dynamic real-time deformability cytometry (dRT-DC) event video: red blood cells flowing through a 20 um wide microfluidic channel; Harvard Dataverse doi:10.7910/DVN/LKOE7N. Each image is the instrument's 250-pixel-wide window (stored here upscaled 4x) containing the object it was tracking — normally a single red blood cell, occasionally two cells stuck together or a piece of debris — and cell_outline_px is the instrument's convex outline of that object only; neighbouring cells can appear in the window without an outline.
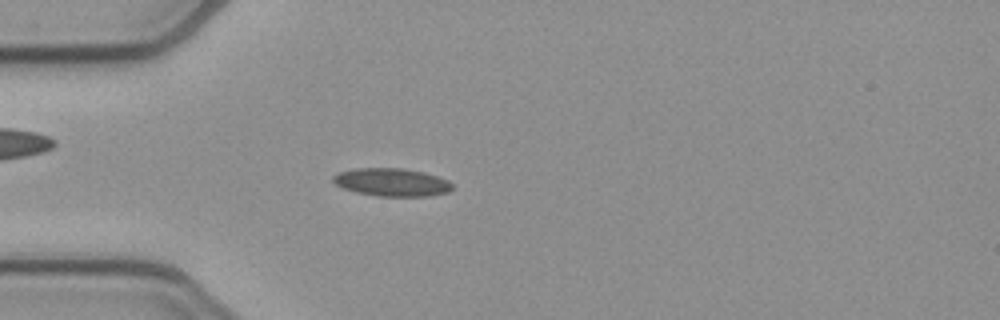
{"species": "common noctule bat (a hibernating species)", "species_latin": "Nyctalus noctula", "temperature_condition": "cold", "stored_images_in_passage": 49, "camera_frame_rate_fps": 3000, "um_per_image_px": 0.085, "animal": {"sex": "female", "body_mass_g": 21.9}, "frame": {"image": 1, "passage_image": 14, "time_ms": 4.333, "image_size_px": [1000, 320], "cell_outline_px": [[452, 188], [448, 192], [428, 196], [380, 196], [356, 192], [344, 188], [336, 184], [332, 180], [332, 176], [340, 172], [356, 168], [404, 168], [424, 172], [448, 180], [452, 184]], "centroid_in_image_um": [33.31, 15.48], "position_along_channel_um": 51.7, "area_um2": 19.31}}
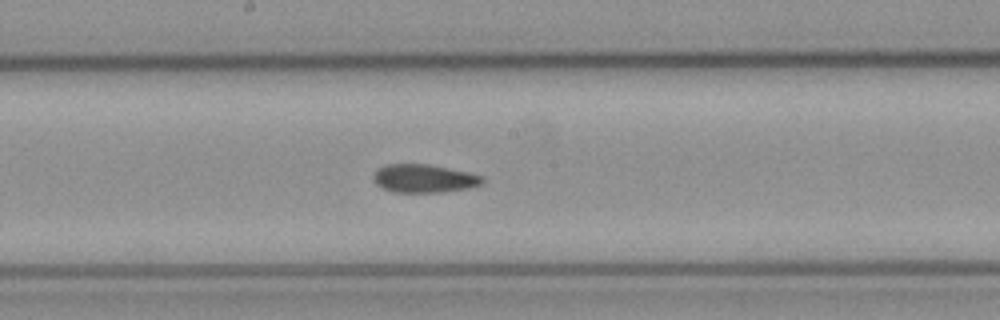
{"frame": {"image": 2, "passage_image": 27, "time_ms": 8.667, "image_size_px": [1000, 320], "cell_outline_px": [[484, 180], [480, 184], [468, 188], [440, 192], [392, 192], [380, 188], [372, 180], [372, 176], [376, 168], [384, 164], [428, 164], [468, 172], [484, 176]], "centroid_in_image_um": [35.96, 15.16], "position_along_channel_um": 212.2, "area_um2": 18.15}}
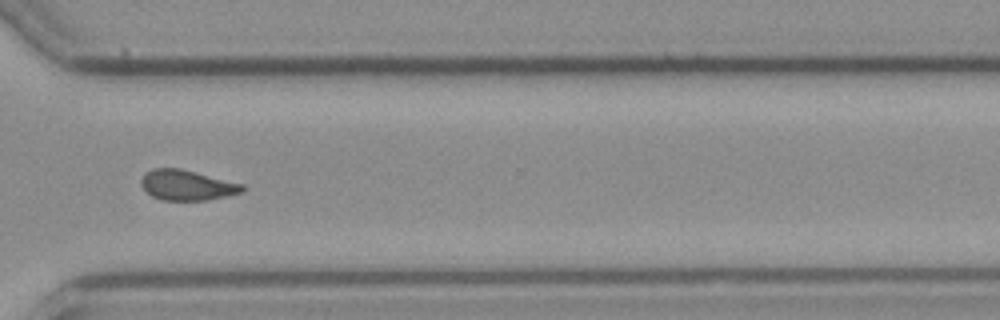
{"frame": {"image": 3, "passage_image": 38, "time_ms": 12.333, "image_size_px": [1000, 320], "cell_outline_px": [[248, 188], [244, 192], [208, 200], [160, 200], [152, 196], [140, 184], [140, 180], [144, 172], [152, 168], [180, 168], [244, 184]], "centroid_in_image_um": [15.91, 15.73], "position_along_channel_um": 354.7, "area_um2": 18.09}}